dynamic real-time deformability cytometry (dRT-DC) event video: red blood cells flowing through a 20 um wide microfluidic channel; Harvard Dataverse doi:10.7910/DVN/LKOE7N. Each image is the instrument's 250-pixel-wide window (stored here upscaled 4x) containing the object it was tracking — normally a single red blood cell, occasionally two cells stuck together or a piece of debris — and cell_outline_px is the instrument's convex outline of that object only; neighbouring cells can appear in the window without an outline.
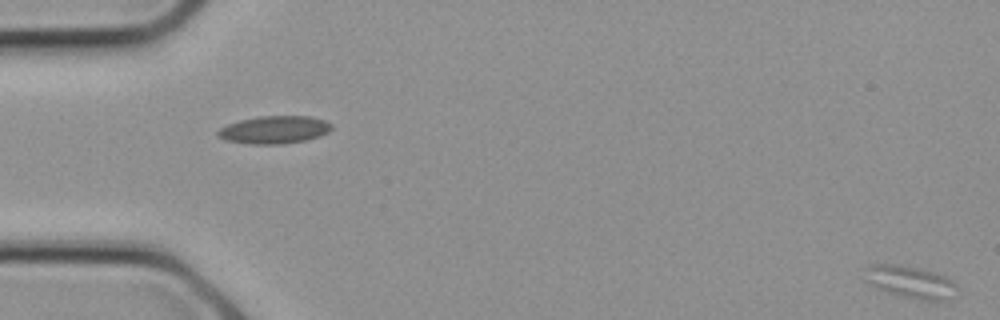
{"species": "common noctule bat (a hibernating species)", "species_latin": "Nyctalus noctula", "temperature_condition": "cold", "stored_images_in_passage": 8, "segment_of_instrument_passage": [2, 2], "camera_frame_rate_fps": 3000, "um_per_image_px": 0.085, "animal": {"sex": "female", "body_mass_g": 21.9}, "frame": {"image": 1, "passage_image": 8, "time_ms": 2.333, "image_size_px": [1000, 320], "cell_outline_px": [[956, 284], [936, 300], [928, 300], [904, 296], [880, 288], [864, 280], [868, 268], [876, 264], [896, 264], [916, 268], [932, 272], [944, 276], [952, 280]], "centroid_in_image_um": [77.25, 23.9], "position_along_channel_um": 7.7, "area_um2": 15.61}}